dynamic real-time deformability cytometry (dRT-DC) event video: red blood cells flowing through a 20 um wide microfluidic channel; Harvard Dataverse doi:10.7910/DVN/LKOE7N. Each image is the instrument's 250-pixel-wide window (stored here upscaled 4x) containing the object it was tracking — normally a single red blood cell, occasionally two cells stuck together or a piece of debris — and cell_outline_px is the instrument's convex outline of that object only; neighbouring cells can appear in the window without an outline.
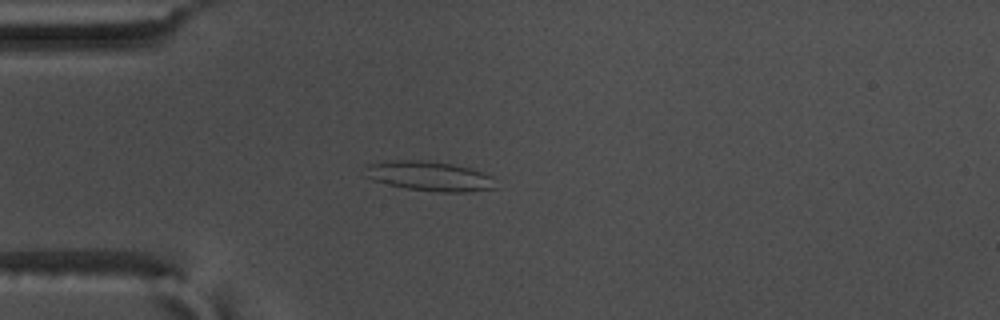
{"species": "common noctule bat (a hibernating species)", "species_latin": "Nyctalus noctula", "temperature_condition": "warm", "stored_images_in_passage": 48, "camera_frame_rate_fps": 3000, "um_per_image_px": 0.085, "animal": {"sex": "male", "body_mass_g": 17.5, "forearm_length_mm": 52.3}, "frame": {"image": 1, "passage_image": 8, "time_ms": 2.333, "image_size_px": [1000, 320], "cell_outline_px": [[496, 188], [468, 192], [440, 192], [408, 188], [388, 184], [364, 176], [368, 164], [396, 160], [428, 160], [452, 164], [468, 168], [492, 176]], "centroid_in_image_um": [36.52, 14.97], "position_along_channel_um": 48.5, "area_um2": 22.25}}
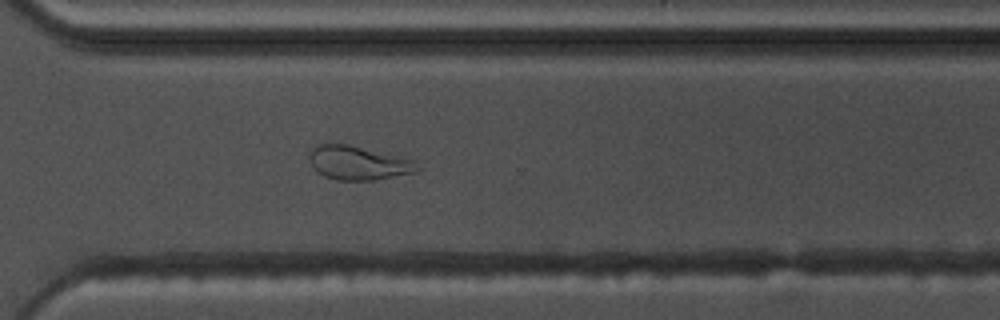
{"frame": {"image": 2, "passage_image": 33, "time_ms": 10.667, "image_size_px": [1000, 320], "cell_outline_px": [[420, 168], [416, 172], [376, 180], [336, 180], [324, 176], [316, 172], [312, 168], [308, 156], [312, 148], [320, 144], [348, 144], [416, 160]], "centroid_in_image_um": [30.45, 13.86], "position_along_channel_um": 340.2, "area_um2": 21.5}}
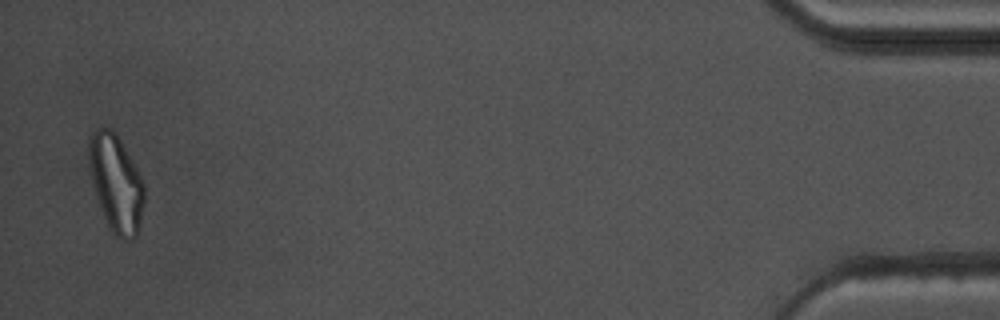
{"frame": {"image": 3, "passage_image": 47, "time_ms": 15.333, "image_size_px": [1000, 320], "cell_outline_px": [[144, 200], [140, 232], [132, 240], [120, 240], [112, 236], [108, 228], [100, 208], [96, 196], [88, 164], [88, 136], [100, 124], [112, 128], [120, 140], [144, 180]], "centroid_in_image_um": [9.86, 15.6], "position_along_channel_um": 425.3, "area_um2": 32.31}, "authors_computed_cell_mechanics": {"area_um2": 21.5305, "velocity_mm_per_s": 3.6838, "shape_relaxation_time_tau1_ms": null, "shape_relaxation_time_tau2_ms": 2.1239, "deformation_change_tau1": null, "deformation_change_tau2": 0.0945}}